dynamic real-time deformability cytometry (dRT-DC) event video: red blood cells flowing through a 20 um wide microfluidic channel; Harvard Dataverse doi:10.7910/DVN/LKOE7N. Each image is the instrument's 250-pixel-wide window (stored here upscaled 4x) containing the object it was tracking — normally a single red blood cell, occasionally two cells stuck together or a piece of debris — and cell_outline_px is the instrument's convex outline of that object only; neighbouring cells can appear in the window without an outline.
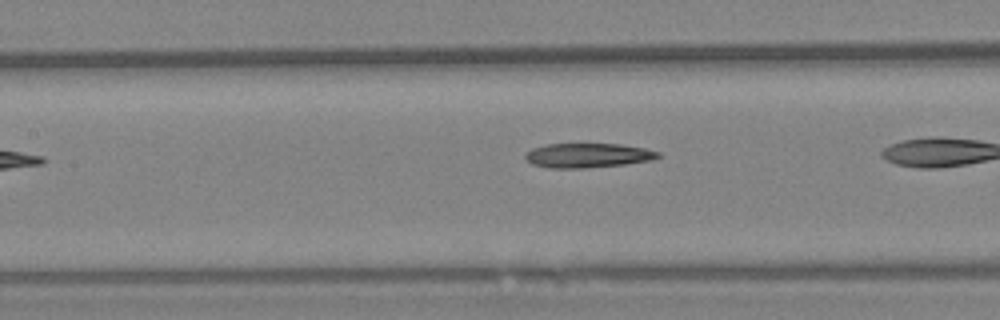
{"species": "Egyptian fruit bat (a non-hibernating species)", "species_latin": "Rousettus aegyptiacus", "temperature_condition": "warm", "stored_images_in_passage": 24, "camera_frame_rate_fps": 3000, "um_per_image_px": 0.085, "animal": {"sex": "female"}, "frame": {"image": 1, "passage_image": 5, "time_ms": 1.333, "image_size_px": [1000, 320], "cell_outline_px": [[660, 156], [652, 160], [624, 164], [588, 168], [548, 168], [532, 164], [524, 156], [532, 148], [544, 144], [620, 144], [644, 148], [660, 152]], "centroid_in_image_um": [49.96, 13.21], "position_along_channel_um": 157.4, "area_um2": 18.9}}